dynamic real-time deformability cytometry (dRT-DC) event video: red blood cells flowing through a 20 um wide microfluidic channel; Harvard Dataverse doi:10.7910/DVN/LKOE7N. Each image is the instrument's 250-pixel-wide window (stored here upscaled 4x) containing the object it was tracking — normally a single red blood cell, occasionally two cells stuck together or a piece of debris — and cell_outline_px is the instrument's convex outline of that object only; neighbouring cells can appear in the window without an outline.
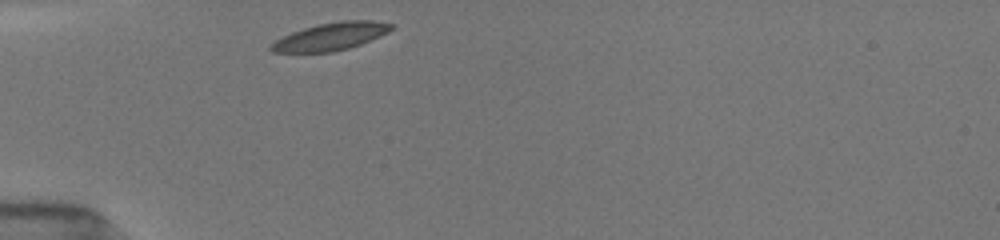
{"species": "common noctule bat (a hibernating species)", "species_latin": "Nyctalus noctula", "temperature_condition": "room temperature", "stored_images_in_passage": 9, "camera_frame_rate_fps": 3000, "um_per_image_px": 0.085, "animal": {"sex": "female", "body_mass_g": 19.5, "forearm_length_mm": 54.1}, "frame": {"image": 1, "passage_image": 1, "time_ms": 0.0, "image_size_px": [1000, 240], "cell_outline_px": [[392, 28], [388, 32], [380, 36], [360, 44], [348, 48], [332, 52], [272, 52], [268, 48], [276, 40], [292, 32], [304, 28], [320, 24], [340, 20], [372, 20], [392, 24]], "centroid_in_image_um": [28.12, 3.1], "position_along_channel_um": 56.9, "area_um2": 19.07}}
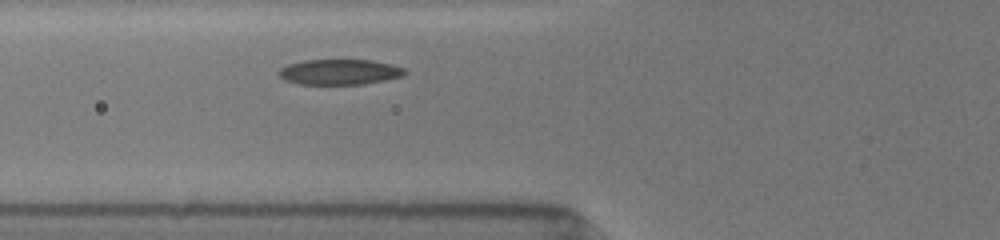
{"frame": {"image": 2, "passage_image": 6, "time_ms": 1.333, "image_size_px": [1000, 240], "cell_outline_px": [[408, 72], [404, 76], [364, 84], [300, 84], [284, 80], [276, 72], [280, 68], [288, 64], [304, 60], [372, 60], [404, 68]], "centroid_in_image_um": [28.84, 6.12], "position_along_channel_um": 97.0, "area_um2": 18.67}}